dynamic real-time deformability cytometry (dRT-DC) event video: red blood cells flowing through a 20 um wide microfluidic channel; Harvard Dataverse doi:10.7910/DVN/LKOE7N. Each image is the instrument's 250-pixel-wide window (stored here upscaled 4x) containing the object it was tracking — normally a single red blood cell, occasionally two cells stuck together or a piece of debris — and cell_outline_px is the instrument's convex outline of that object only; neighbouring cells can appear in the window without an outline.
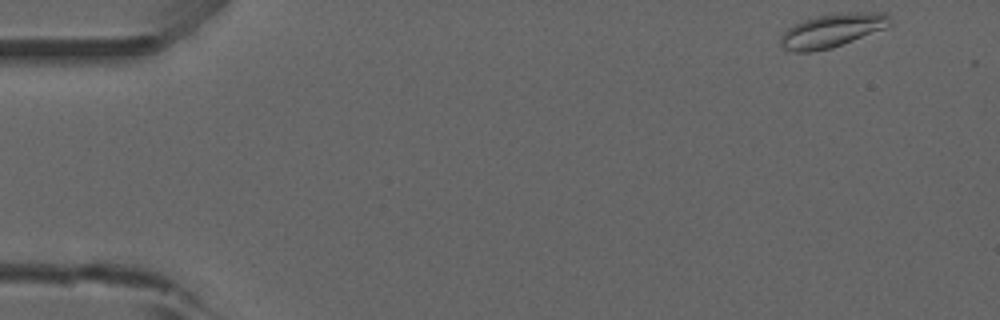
{"species": "common noctule bat (a hibernating species)", "species_latin": "Nyctalus noctula", "temperature_condition": "room temperature", "stored_images_in_passage": 40, "camera_frame_rate_fps": 3000, "um_per_image_px": 0.085, "animal": {"sex": "male", "forearm_length_mm": 52.5}, "frame": {"image": 1, "passage_image": 1, "time_ms": 0.0, "image_size_px": [1000, 320], "cell_outline_px": [[892, 24], [884, 28], [832, 48], [812, 52], [796, 52], [784, 48], [780, 44], [780, 36], [788, 28], [804, 20], [816, 16], [840, 12], [884, 12], [892, 16]], "centroid_in_image_um": [70.76, 2.58], "position_along_channel_um": 14.2, "area_um2": 21.44}}
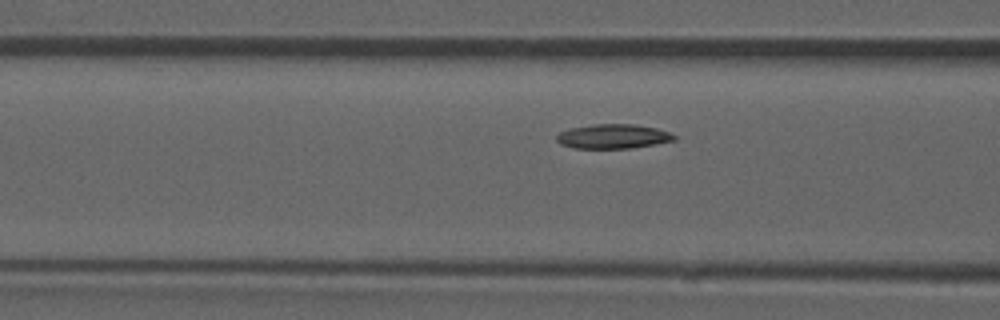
{"frame": {"image": 2, "passage_image": 18, "time_ms": 5.667, "image_size_px": [1000, 320], "cell_outline_px": [[676, 140], [632, 148], [572, 148], [560, 144], [556, 140], [556, 136], [560, 132], [572, 128], [596, 124], [636, 124], [656, 128], [668, 132], [676, 136]], "centroid_in_image_um": [52.11, 11.59], "position_along_channel_um": 114.5, "area_um2": 16.65}}
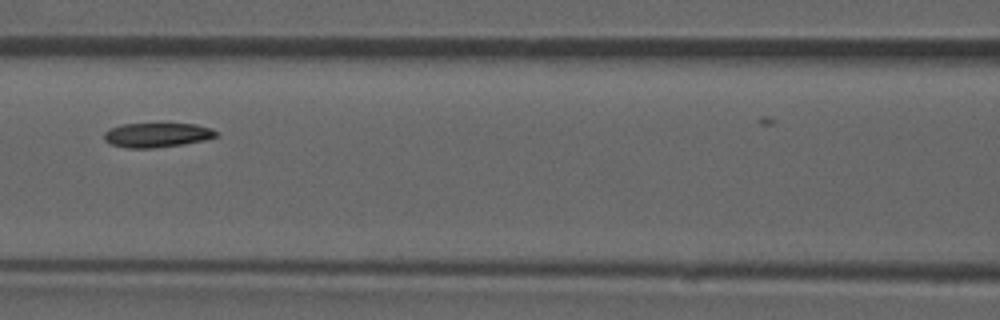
{"frame": {"image": 3, "passage_image": 21, "time_ms": 6.667, "image_size_px": [1000, 320], "cell_outline_px": [[220, 136], [204, 140], [184, 144], [152, 148], [128, 148], [112, 144], [104, 140], [104, 132], [112, 128], [124, 124], [196, 124], [212, 128], [220, 132]], "centroid_in_image_um": [13.42, 11.48], "position_along_channel_um": 153.2, "area_um2": 15.95}}